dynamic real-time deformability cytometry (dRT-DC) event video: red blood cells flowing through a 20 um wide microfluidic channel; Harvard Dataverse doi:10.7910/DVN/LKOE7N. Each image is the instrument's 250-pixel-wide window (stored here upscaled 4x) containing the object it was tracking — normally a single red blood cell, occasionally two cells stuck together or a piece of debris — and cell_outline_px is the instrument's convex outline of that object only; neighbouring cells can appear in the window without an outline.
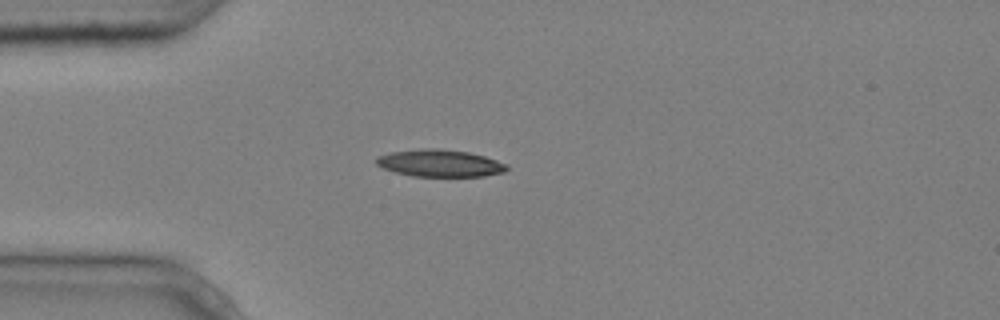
{"species": "common noctule bat (a hibernating species)", "species_latin": "Nyctalus noctula", "temperature_condition": "cold", "stored_images_in_passage": 3, "camera_frame_rate_fps": 3000, "um_per_image_px": 0.085, "animal": {"sex": "male", "body_mass_g": 20.4}, "frame": {"image": 1, "passage_image": 1, "time_ms": 0.0, "image_size_px": [1000, 320], "cell_outline_px": [[508, 168], [504, 172], [484, 176], [412, 176], [396, 172], [384, 168], [376, 164], [376, 156], [388, 152], [420, 148], [436, 148], [468, 152], [484, 156], [508, 164]], "centroid_in_image_um": [37.37, 13.86], "position_along_channel_um": 47.6, "area_um2": 20.69}}